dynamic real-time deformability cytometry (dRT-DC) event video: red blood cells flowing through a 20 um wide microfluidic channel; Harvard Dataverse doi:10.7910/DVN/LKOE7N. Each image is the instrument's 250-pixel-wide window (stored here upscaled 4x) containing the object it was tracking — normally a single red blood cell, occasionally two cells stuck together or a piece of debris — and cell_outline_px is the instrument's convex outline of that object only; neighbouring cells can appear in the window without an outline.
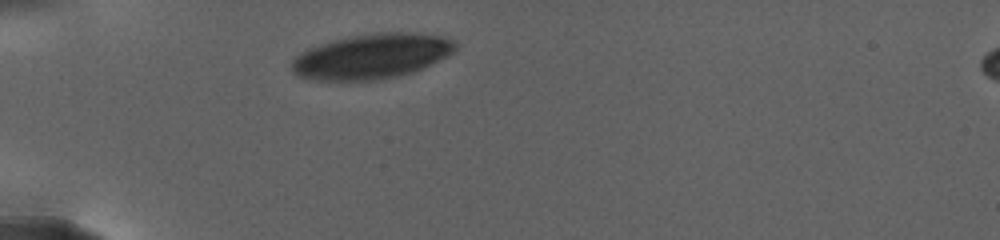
{"species": "human", "species_latin": "Homo sapiens", "temperature_condition": "warm", "stored_images_in_passage": 6, "camera_frame_rate_fps": 3000, "um_per_image_px": 0.085, "donor": {"sex": "female"}, "frame": {"image": 1, "passage_image": 1, "time_ms": 0.0, "image_size_px": [1000, 240], "cell_outline_px": [[456, 48], [452, 52], [412, 72], [380, 80], [316, 80], [300, 76], [292, 68], [292, 60], [300, 52], [308, 48], [336, 40], [352, 36], [380, 32], [404, 32], [440, 36], [456, 44]], "centroid_in_image_um": [31.54, 4.79], "position_along_channel_um": 53.5, "area_um2": 41.79}}